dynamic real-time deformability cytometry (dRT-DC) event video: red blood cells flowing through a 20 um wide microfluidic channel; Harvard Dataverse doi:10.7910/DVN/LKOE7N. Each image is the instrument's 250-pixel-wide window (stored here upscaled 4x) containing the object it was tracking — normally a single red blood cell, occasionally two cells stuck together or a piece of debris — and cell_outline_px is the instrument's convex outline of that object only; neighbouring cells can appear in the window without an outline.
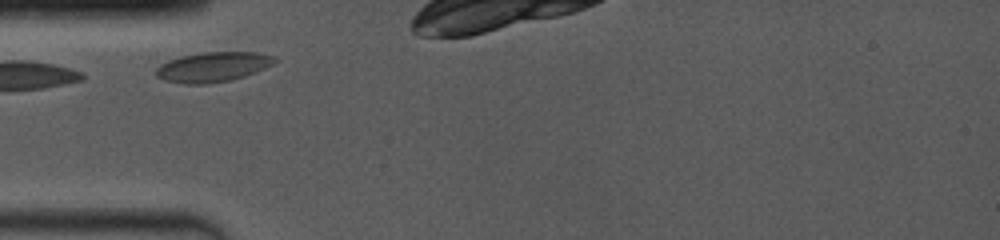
{"species": "common noctule bat (a hibernating species)", "species_latin": "Nyctalus noctula", "temperature_condition": "room temperature", "stored_images_in_passage": 34, "camera_frame_rate_fps": 4000, "um_per_image_px": 0.085, "animal": {"sex": "female", "body_mass_g": 19.0, "forearm_length_mm": 53.3}, "frame": {"image": 1, "passage_image": 1, "time_ms": 0.0, "image_size_px": [1000, 240], "cell_outline_px": [[280, 60], [256, 72], [232, 80], [208, 84], [184, 84], [164, 80], [156, 76], [156, 68], [160, 64], [168, 60], [180, 56], [200, 52], [260, 52], [276, 56]], "centroid_in_image_um": [18.12, 5.68], "position_along_channel_um": 66.9, "area_um2": 20.98}}